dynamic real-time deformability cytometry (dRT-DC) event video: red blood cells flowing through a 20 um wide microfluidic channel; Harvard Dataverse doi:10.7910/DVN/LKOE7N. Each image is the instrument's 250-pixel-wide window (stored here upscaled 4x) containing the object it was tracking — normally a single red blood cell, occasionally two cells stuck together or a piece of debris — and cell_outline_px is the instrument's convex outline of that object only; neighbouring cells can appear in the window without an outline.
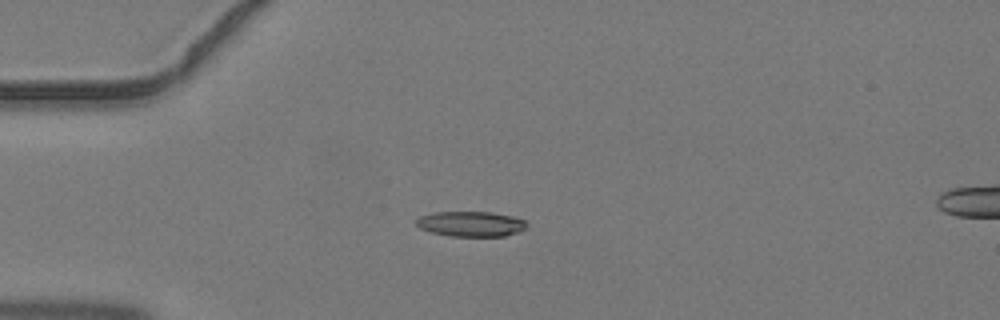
{"species": "common noctule bat (a hibernating species)", "species_latin": "Nyctalus noctula", "temperature_condition": "warm", "stored_images_in_passage": 3, "camera_frame_rate_fps": 3000, "um_per_image_px": 0.085, "animal": {"sex": "male", "body_mass_g": 19.2, "forearm_length_mm": 51.8}, "frame": {"image": 1, "passage_image": 3, "time_ms": 0.667, "image_size_px": [1000, 320], "cell_outline_px": [[528, 224], [520, 232], [504, 236], [448, 236], [432, 232], [420, 228], [416, 224], [416, 220], [420, 216], [432, 212], [492, 212], [512, 216], [524, 220]], "centroid_in_image_um": [40.03, 19.03], "position_along_channel_um": 45.0, "area_um2": 16.24}}